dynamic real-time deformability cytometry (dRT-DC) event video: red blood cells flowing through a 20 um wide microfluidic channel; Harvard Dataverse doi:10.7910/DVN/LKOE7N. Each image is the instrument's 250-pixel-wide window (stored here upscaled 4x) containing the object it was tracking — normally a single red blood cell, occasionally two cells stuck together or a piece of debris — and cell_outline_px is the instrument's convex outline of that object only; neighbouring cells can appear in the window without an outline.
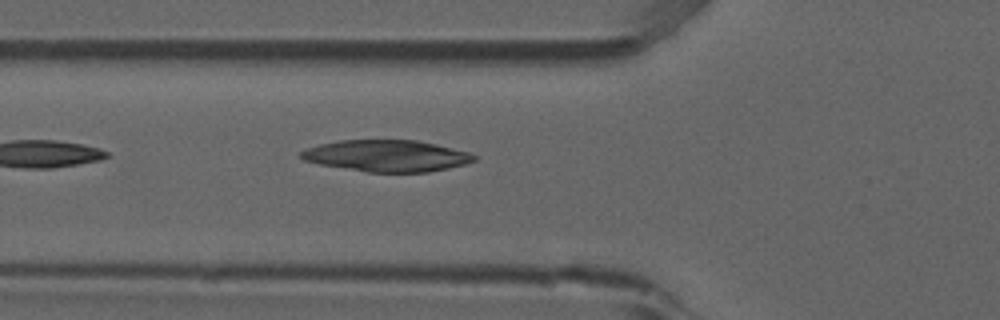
{"species": "common noctule bat (a hibernating species)", "species_latin": "Nyctalus noctula", "temperature_condition": "room temperature", "stored_images_in_passage": 2, "camera_frame_rate_fps": 3000, "um_per_image_px": 0.085, "animal": {"sex": "male", "forearm_length_mm": 52.5}, "frame": {"image": 1, "passage_image": 2, "time_ms": 0.333, "image_size_px": [1000, 320], "cell_outline_px": [[476, 160], [464, 164], [448, 168], [428, 172], [368, 172], [320, 164], [304, 160], [300, 156], [300, 152], [308, 148], [320, 144], [340, 140], [416, 140], [436, 144], [468, 152], [476, 156]], "centroid_in_image_um": [32.88, 13.24], "position_along_channel_um": 92.9, "area_um2": 31.56}}